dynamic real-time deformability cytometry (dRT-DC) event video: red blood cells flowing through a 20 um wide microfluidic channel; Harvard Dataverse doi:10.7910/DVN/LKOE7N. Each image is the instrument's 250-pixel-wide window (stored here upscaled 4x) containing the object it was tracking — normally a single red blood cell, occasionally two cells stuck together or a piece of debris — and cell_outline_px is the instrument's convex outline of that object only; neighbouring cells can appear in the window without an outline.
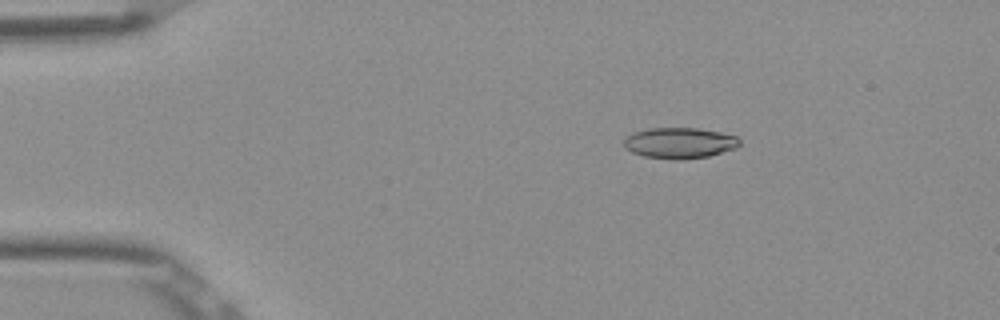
{"species": "Egyptian fruit bat (a non-hibernating species)", "species_latin": "Rousettus aegyptiacus", "temperature_condition": "room temperature", "stored_images_in_passage": 5, "camera_frame_rate_fps": 3000, "um_per_image_px": 0.085, "frame": {"image": 1, "passage_image": 3, "time_ms": 0.667, "image_size_px": [1000, 320], "cell_outline_px": [[740, 144], [736, 148], [708, 156], [676, 160], [644, 156], [632, 152], [624, 148], [624, 140], [632, 132], [648, 128], [700, 128], [720, 132], [736, 136], [740, 140]], "centroid_in_image_um": [57.75, 12.14], "position_along_channel_um": 27.2, "area_um2": 20.81}}
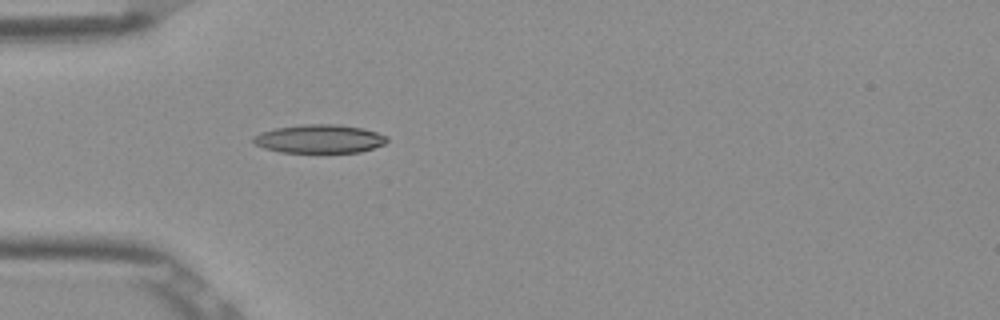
{"frame": {"image": 2, "passage_image": 5, "time_ms": 1.333, "image_size_px": [1000, 320], "cell_outline_px": [[388, 140], [384, 144], [360, 152], [280, 152], [264, 148], [256, 144], [252, 140], [252, 136], [260, 132], [276, 128], [304, 124], [336, 124], [364, 128], [388, 136]], "centroid_in_image_um": [27.15, 11.79], "position_along_channel_um": 57.8, "area_um2": 22.2}}